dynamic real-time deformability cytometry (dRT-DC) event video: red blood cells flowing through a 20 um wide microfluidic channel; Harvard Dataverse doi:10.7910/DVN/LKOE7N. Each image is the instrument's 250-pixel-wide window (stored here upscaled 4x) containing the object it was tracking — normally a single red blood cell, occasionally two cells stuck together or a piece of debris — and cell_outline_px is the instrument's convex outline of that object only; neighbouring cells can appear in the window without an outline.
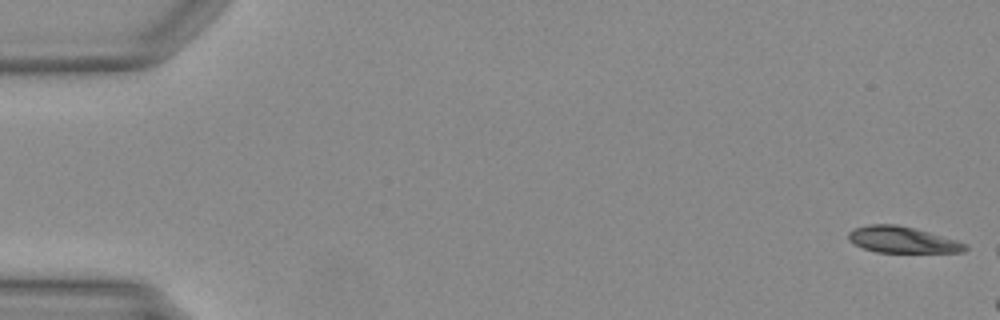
{"species": "Egyptian fruit bat (a non-hibernating species)", "species_latin": "Rousettus aegyptiacus", "temperature_condition": "warm", "stored_images_in_passage": 14, "camera_frame_rate_fps": 3000, "um_per_image_px": 0.085, "animal": {"sex": "female"}, "frame": {"image": 1, "passage_image": 1, "time_ms": 0.0, "image_size_px": [1000, 320], "cell_outline_px": [[968, 248], [964, 252], [876, 252], [864, 248], [848, 240], [848, 232], [856, 228], [868, 224], [896, 224], [912, 228], [956, 240], [968, 244]], "centroid_in_image_um": [76.7, 20.38], "position_along_channel_um": 8.3, "area_um2": 17.63}}